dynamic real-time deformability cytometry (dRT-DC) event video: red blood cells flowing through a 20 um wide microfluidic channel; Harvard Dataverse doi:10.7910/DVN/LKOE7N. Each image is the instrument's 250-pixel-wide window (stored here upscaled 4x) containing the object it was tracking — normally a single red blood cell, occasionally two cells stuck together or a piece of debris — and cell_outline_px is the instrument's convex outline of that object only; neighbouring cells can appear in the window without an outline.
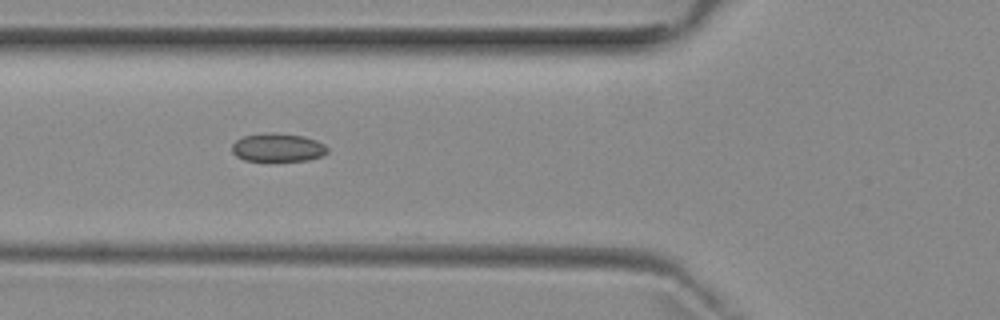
{"species": "common noctule bat (a hibernating species)", "species_latin": "Nyctalus noctula", "temperature_condition": "room temperature", "stored_images_in_passage": 8, "camera_frame_rate_fps": 3000, "um_per_image_px": 0.085, "animal": {"sex": "female", "body_mass_g": 29.2, "forearm_length_mm": 56.3}, "frame": {"image": 1, "passage_image": 6, "time_ms": 5.667, "image_size_px": [1000, 320], "cell_outline_px": [[328, 152], [320, 156], [308, 160], [244, 160], [236, 156], [232, 152], [232, 144], [236, 140], [244, 136], [272, 132], [304, 136], [316, 140], [324, 144], [328, 148]], "centroid_in_image_um": [23.61, 12.53], "position_along_channel_um": 102.2, "area_um2": 15.61}}
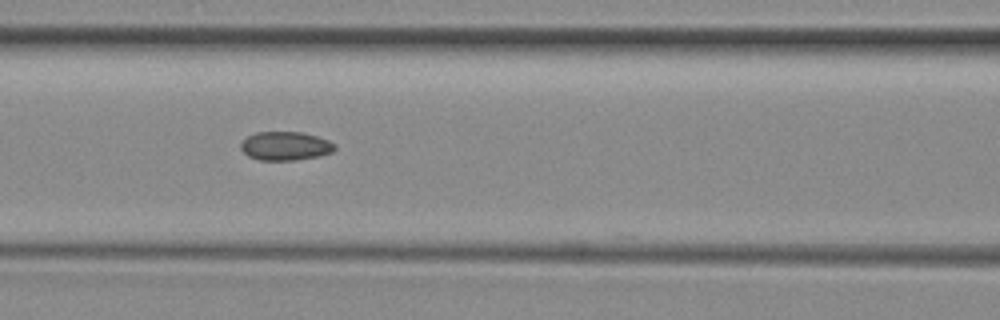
{"frame": {"image": 2, "passage_image": 7, "time_ms": 6.667, "image_size_px": [1000, 320], "cell_outline_px": [[336, 148], [332, 152], [320, 156], [296, 160], [260, 160], [248, 156], [240, 148], [240, 144], [248, 136], [256, 132], [300, 132], [316, 136], [328, 140], [336, 144]], "centroid_in_image_um": [24.27, 12.41], "position_along_channel_um": 142.3, "area_um2": 15.72}}
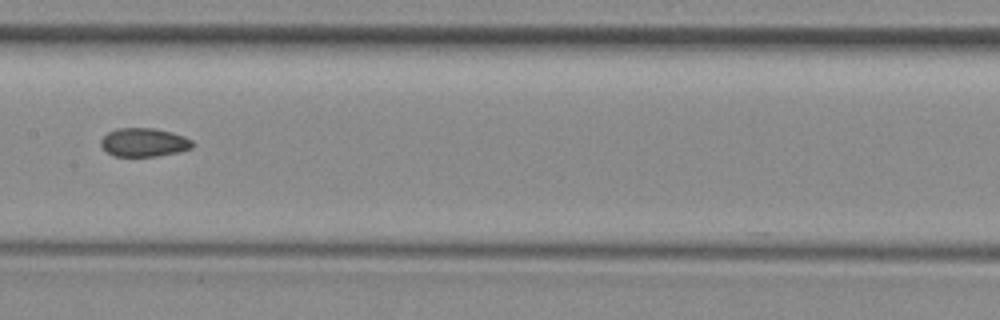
{"frame": {"image": 3, "passage_image": 8, "time_ms": 8.0, "image_size_px": [1000, 320], "cell_outline_px": [[192, 148], [180, 152], [156, 156], [112, 156], [100, 144], [100, 140], [108, 132], [116, 128], [152, 128], [172, 132], [184, 136], [192, 140]], "centroid_in_image_um": [12.23, 12.1], "position_along_channel_um": 195.2, "area_um2": 15.26}}